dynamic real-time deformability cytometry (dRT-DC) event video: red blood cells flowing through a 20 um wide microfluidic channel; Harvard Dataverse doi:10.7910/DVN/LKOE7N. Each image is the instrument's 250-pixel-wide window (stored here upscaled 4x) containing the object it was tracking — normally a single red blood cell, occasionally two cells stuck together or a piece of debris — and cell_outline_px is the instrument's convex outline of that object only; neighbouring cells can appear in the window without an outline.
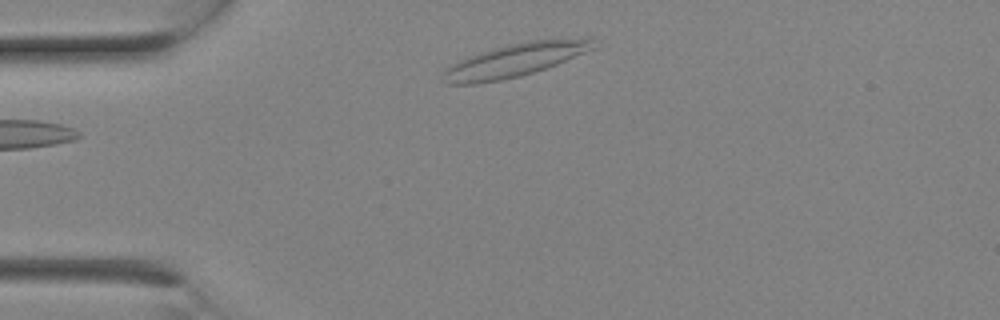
{"species": "Egyptian fruit bat (a non-hibernating species)", "species_latin": "Rousettus aegyptiacus", "temperature_condition": "room temperature", "stored_images_in_passage": 6, "camera_frame_rate_fps": 3000, "um_per_image_px": 0.085, "animal": {"sex": "female"}, "frame": {"image": 1, "passage_image": 6, "time_ms": 1.667, "image_size_px": [1000, 320], "cell_outline_px": [[596, 48], [556, 64], [520, 76], [500, 80], [476, 84], [448, 84], [440, 76], [452, 64], [460, 60], [480, 52], [492, 48], [508, 44], [528, 40], [588, 36], [592, 36]], "centroid_in_image_um": [43.84, 5.07], "position_along_channel_um": 41.2, "area_um2": 29.3}}